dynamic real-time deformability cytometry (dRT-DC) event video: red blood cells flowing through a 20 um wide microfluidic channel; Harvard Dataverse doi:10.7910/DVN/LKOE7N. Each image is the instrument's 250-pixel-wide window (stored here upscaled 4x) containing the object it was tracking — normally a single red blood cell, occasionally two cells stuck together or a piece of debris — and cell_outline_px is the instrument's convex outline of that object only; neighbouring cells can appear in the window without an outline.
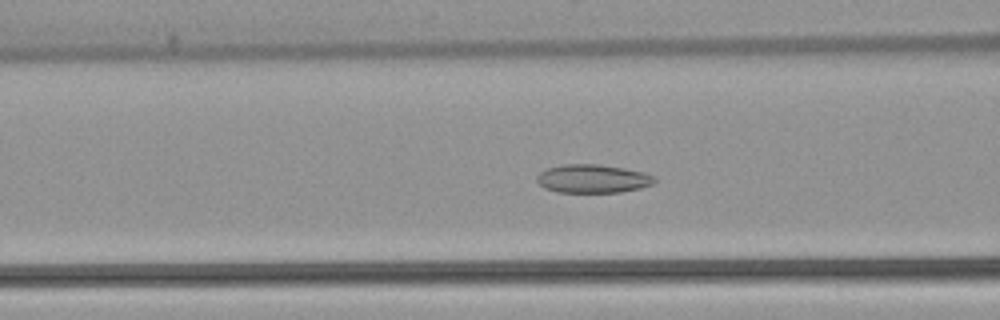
{"species": "common noctule bat (a hibernating species)", "species_latin": "Nyctalus noctula", "temperature_condition": "warm", "stored_images_in_passage": 53, "camera_frame_rate_fps": 3000, "um_per_image_px": 0.085, "animal": {"sex": "female", "body_mass_g": 22.7, "forearm_length_mm": 54.2}, "frame": {"image": 1, "passage_image": 21, "time_ms": 6.667, "image_size_px": [1000, 320], "cell_outline_px": [[656, 180], [652, 184], [640, 188], [620, 192], [556, 192], [544, 188], [536, 180], [536, 176], [540, 172], [548, 168], [564, 164], [600, 164], [624, 168], [644, 172], [656, 176]], "centroid_in_image_um": [50.39, 15.18], "position_along_channel_um": 116.2, "area_um2": 19.59}}
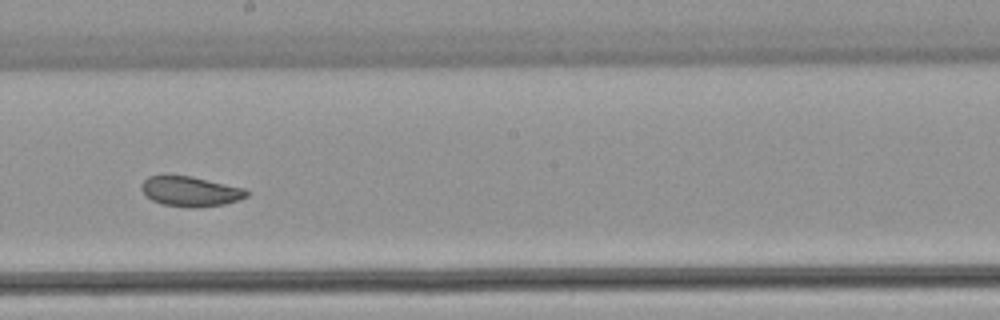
{"frame": {"image": 2, "passage_image": 30, "time_ms": 9.667, "image_size_px": [1000, 320], "cell_outline_px": [[248, 196], [240, 200], [224, 204], [196, 208], [192, 208], [164, 204], [152, 200], [140, 188], [140, 184], [148, 176], [192, 176], [244, 188], [248, 192]], "centroid_in_image_um": [16.21, 16.27], "position_along_channel_um": 232.0, "area_um2": 18.26}}
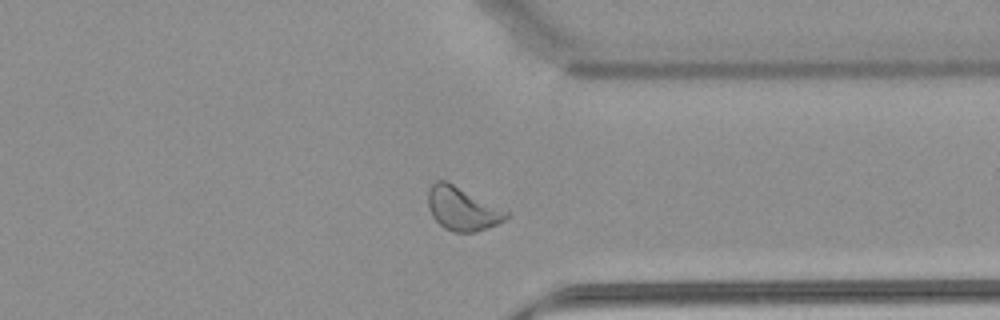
{"frame": {"image": 3, "passage_image": 41, "time_ms": 13.333, "image_size_px": [1000, 320], "cell_outline_px": [[508, 216], [504, 220], [488, 228], [476, 232], [452, 232], [444, 228], [432, 216], [428, 208], [428, 188], [436, 180], [448, 180], [508, 212]], "centroid_in_image_um": [39.25, 17.72], "position_along_channel_um": 372.2, "area_um2": 19.83}, "authors_computed_cell_mechanics": {"area_um2": 21.2126, "velocity_mm_per_s": 3.8754, "shape_relaxation_time_tau1_ms": 8.3891, "shape_relaxation_time_tau2_ms": 3.0114, "deformation_change_tau1": 0.1312, "deformation_change_tau2": 0.0894}}